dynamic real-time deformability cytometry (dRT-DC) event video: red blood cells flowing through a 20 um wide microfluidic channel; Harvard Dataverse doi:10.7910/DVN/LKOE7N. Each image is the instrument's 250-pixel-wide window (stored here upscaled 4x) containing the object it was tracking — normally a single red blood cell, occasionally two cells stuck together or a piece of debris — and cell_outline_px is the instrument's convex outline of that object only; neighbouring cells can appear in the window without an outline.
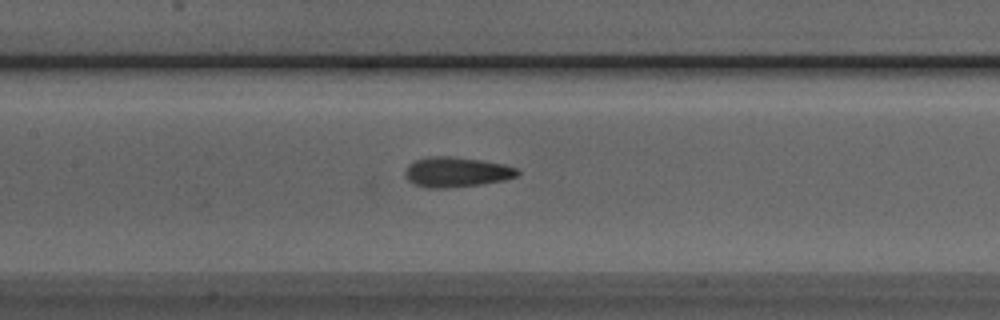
{"species": "Egyptian fruit bat (a non-hibernating species)", "species_latin": "Rousettus aegyptiacus", "temperature_condition": "room temperature", "stored_images_in_passage": 32, "camera_frame_rate_fps": 3000, "um_per_image_px": 0.085, "animal": {"sex": "male"}, "frame": {"image": 1, "passage_image": 16, "time_ms": 5.0, "image_size_px": [1000, 320], "cell_outline_px": [[520, 172], [516, 176], [504, 180], [484, 184], [444, 188], [428, 188], [416, 184], [408, 180], [404, 176], [404, 172], [408, 164], [412, 160], [428, 156], [452, 156], [480, 160], [504, 164], [516, 168]], "centroid_in_image_um": [38.76, 14.61], "position_along_channel_um": 168.6, "area_um2": 19.83}}
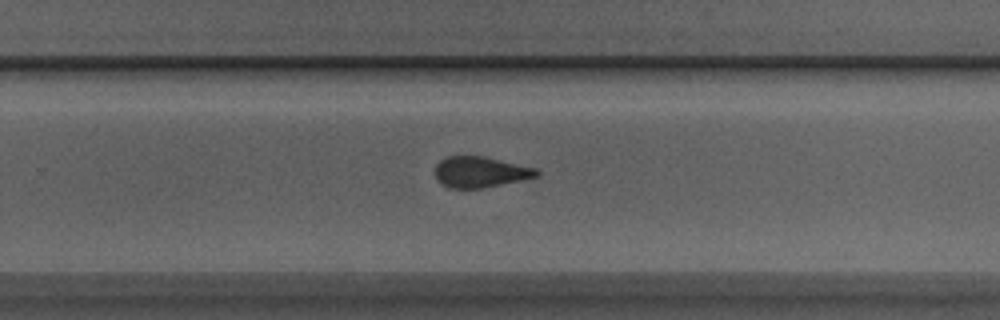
{"frame": {"image": 2, "passage_image": 25, "time_ms": 8.0, "image_size_px": [1000, 320], "cell_outline_px": [[540, 172], [536, 176], [500, 184], [480, 188], [448, 188], [440, 184], [436, 180], [436, 164], [444, 156], [484, 156], [536, 168]], "centroid_in_image_um": [40.75, 14.61], "position_along_channel_um": 289.0, "area_um2": 18.09}}
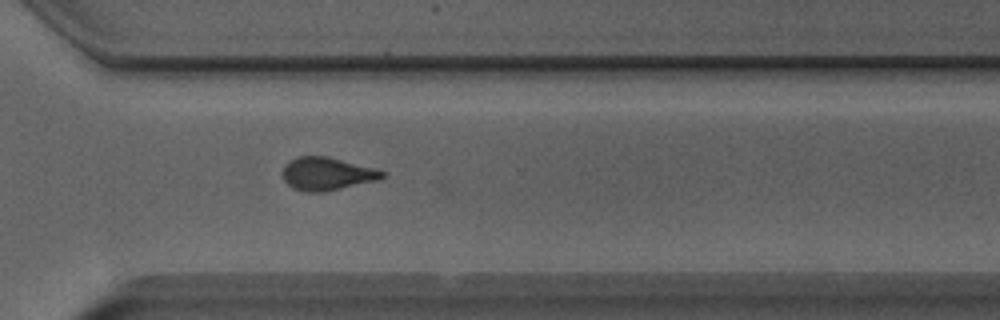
{"frame": {"image": 3, "passage_image": 29, "time_ms": 9.333, "image_size_px": [1000, 320], "cell_outline_px": [[384, 176], [380, 180], [324, 192], [304, 192], [292, 188], [284, 180], [284, 164], [296, 156], [328, 156], [380, 168], [384, 172]], "centroid_in_image_um": [27.84, 14.76], "position_along_channel_um": 342.8, "area_um2": 19.54}, "authors_computed_cell_mechanics": {"area_um2": 17.7735, "velocity_mm_per_s": 4.0102, "shape_relaxation_time_tau1_ms": null, "shape_relaxation_time_tau2_ms": 4.6494, "deformation_change_tau1": null, "deformation_change_tau2": 0.1206}}